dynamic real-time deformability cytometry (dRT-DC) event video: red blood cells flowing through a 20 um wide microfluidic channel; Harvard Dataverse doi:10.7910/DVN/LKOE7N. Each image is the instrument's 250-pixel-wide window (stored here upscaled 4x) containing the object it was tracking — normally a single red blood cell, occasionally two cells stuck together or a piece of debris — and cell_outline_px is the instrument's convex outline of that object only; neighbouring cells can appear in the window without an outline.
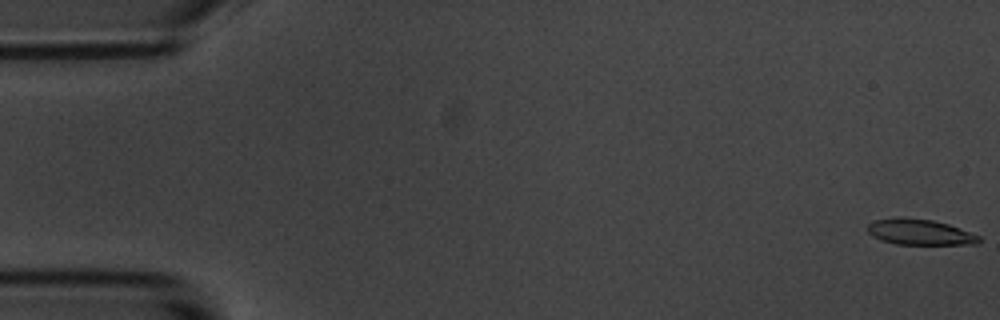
{"species": "common noctule bat (a hibernating species)", "species_latin": "Nyctalus noctula", "temperature_condition": "room temperature", "stored_images_in_passage": 56, "camera_frame_rate_fps": 3000, "um_per_image_px": 0.085, "animal": {"sex": "male", "body_mass_g": 20.1, "forearm_length_mm": 53.5}, "frame": {"image": 1, "passage_image": 1, "time_ms": 0.0, "image_size_px": [1000, 320], "cell_outline_px": [[980, 244], [896, 244], [880, 240], [872, 236], [868, 232], [868, 224], [876, 220], [900, 216], [932, 220], [948, 224], [980, 236]], "centroid_in_image_um": [78.16, 19.72], "position_along_channel_um": 6.8, "area_um2": 16.7}}
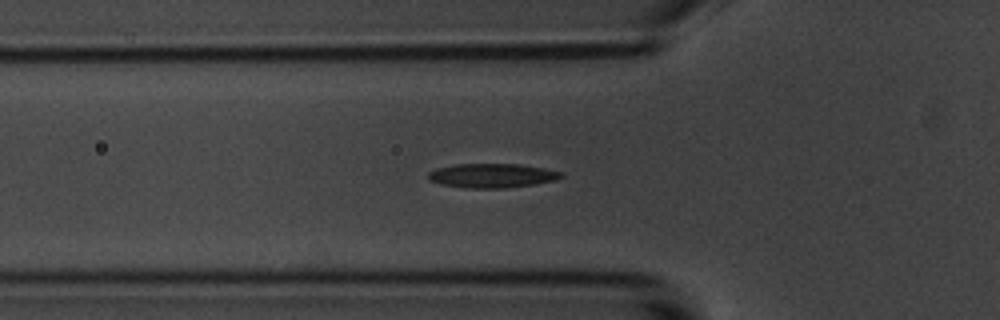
{"frame": {"image": 2, "passage_image": 19, "time_ms": 6.0, "image_size_px": [1000, 320], "cell_outline_px": [[564, 176], [556, 180], [532, 184], [504, 188], [464, 188], [440, 184], [428, 180], [428, 172], [436, 168], [456, 164], [520, 164], [544, 168], [560, 172]], "centroid_in_image_um": [41.78, 14.92], "position_along_channel_um": 84.0, "area_um2": 18.73}}
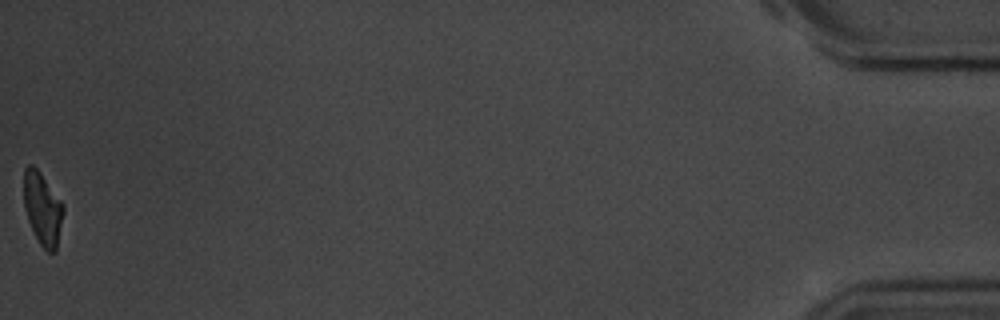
{"frame": {"image": 3, "passage_image": 56, "time_ms": 18.333, "image_size_px": [1000, 320], "cell_outline_px": [[64, 212], [56, 252], [48, 252], [40, 244], [28, 220], [24, 208], [24, 168], [28, 164], [32, 164], [40, 172], [64, 204]], "centroid_in_image_um": [3.63, 17.72], "position_along_channel_um": 431.6, "area_um2": 16.76}, "authors_computed_cell_mechanics": {"area_um2": 17.918, "velocity_mm_per_s": 3.6163, "shape_relaxation_time_tau1_ms": 5.3618, "shape_relaxation_time_tau2_ms": 5.2089, "deformation_change_tau1": 0.1538, "deformation_change_tau2": 0.1376}}